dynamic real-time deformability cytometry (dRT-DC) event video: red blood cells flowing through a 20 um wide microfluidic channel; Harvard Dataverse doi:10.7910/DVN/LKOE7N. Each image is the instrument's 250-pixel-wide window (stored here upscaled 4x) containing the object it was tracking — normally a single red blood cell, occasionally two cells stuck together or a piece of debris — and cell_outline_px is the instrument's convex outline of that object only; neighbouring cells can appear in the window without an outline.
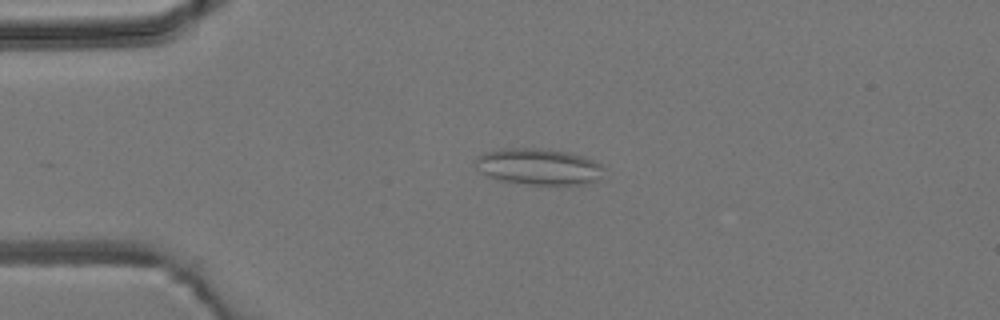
{"species": "common noctule bat (a hibernating species)", "species_latin": "Nyctalus noctula", "temperature_condition": "room temperature", "stored_images_in_passage": 4, "camera_frame_rate_fps": 3000, "um_per_image_px": 0.085, "animal": {"sex": "male", "body_mass_g": 19.2, "forearm_length_mm": 51.8}, "frame": {"image": 1, "passage_image": 3, "time_ms": 2.333, "image_size_px": [1000, 320], "cell_outline_px": [[604, 168], [596, 180], [580, 184], [528, 184], [500, 180], [488, 176], [480, 172], [476, 168], [476, 156], [484, 152], [500, 148], [540, 148], [568, 152], [584, 156], [600, 164]], "centroid_in_image_um": [45.72, 14.14], "position_along_channel_um": 39.3, "area_um2": 26.99}}